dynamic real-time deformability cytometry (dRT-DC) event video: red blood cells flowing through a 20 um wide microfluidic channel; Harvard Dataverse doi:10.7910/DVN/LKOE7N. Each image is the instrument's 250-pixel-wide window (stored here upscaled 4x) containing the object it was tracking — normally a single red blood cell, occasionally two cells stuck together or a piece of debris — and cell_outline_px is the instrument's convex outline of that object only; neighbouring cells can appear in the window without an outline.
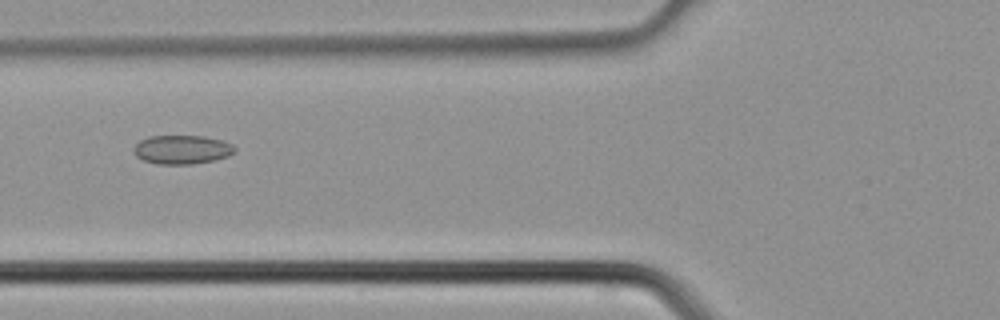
{"species": "common noctule bat (a hibernating species)", "species_latin": "Nyctalus noctula", "temperature_condition": "cold", "stored_images_in_passage": 2, "camera_frame_rate_fps": 3000, "um_per_image_px": 0.085, "animal": {"sex": "male", "body_mass_g": 21.5, "forearm_length_mm": 52.0}, "frame": {"image": 1, "passage_image": 2, "time_ms": 0.333, "image_size_px": [1000, 320], "cell_outline_px": [[236, 152], [228, 156], [216, 160], [192, 164], [156, 164], [144, 160], [136, 156], [132, 152], [132, 148], [140, 140], [148, 136], [204, 136], [220, 140], [232, 144], [236, 148]], "centroid_in_image_um": [15.46, 12.72], "position_along_channel_um": 110.3, "area_um2": 17.17}}